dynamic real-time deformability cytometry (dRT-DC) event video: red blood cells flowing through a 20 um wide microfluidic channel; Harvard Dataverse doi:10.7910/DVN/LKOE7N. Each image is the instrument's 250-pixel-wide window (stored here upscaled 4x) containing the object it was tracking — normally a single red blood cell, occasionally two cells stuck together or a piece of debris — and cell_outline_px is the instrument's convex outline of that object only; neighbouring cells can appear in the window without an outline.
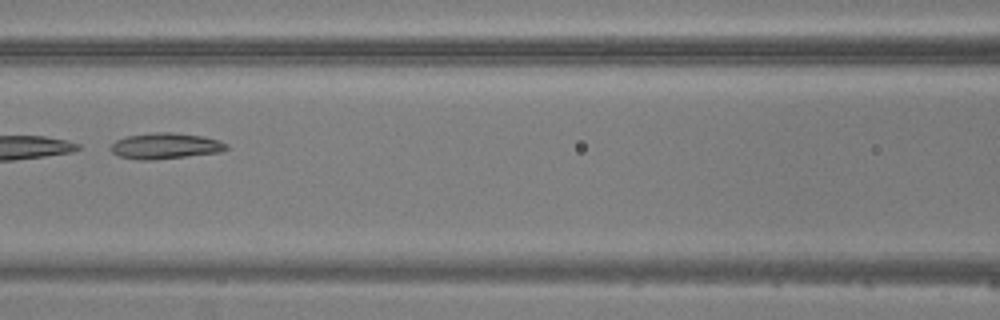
{"species": "common noctule bat (a hibernating species)", "species_latin": "Nyctalus noctula", "temperature_condition": "warm", "stored_images_in_passage": 7, "camera_frame_rate_fps": 3000, "um_per_image_px": 0.085, "animal": {"sex": "male", "body_mass_g": 20.5, "forearm_length_mm": 52.5}, "frame": {"image": 1, "passage_image": 7, "time_ms": 7.0, "image_size_px": [1000, 320], "cell_outline_px": [[228, 148], [220, 152], [156, 160], [140, 160], [120, 156], [112, 152], [108, 148], [116, 140], [128, 136], [156, 132], [172, 132], [204, 136], [220, 140], [228, 144]], "centroid_in_image_um": [14.08, 12.4], "position_along_channel_um": 152.5, "area_um2": 17.57}}